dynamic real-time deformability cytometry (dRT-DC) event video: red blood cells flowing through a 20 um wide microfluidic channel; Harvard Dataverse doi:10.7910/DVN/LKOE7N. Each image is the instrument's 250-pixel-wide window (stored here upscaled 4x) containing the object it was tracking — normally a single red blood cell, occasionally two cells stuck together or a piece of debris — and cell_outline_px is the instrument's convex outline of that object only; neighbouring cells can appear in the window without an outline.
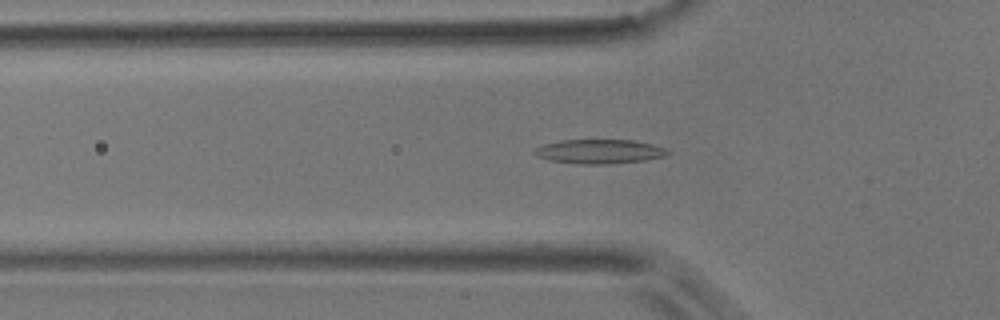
{"species": "common noctule bat (a hibernating species)", "species_latin": "Nyctalus noctula", "temperature_condition": "room temperature", "stored_images_in_passage": 37, "camera_frame_rate_fps": 3000, "um_per_image_px": 0.085, "animal": {"sex": "male", "body_mass_g": 17.9}, "frame": {"image": 1, "passage_image": 2, "time_ms": 0.333, "image_size_px": [1000, 320], "cell_outline_px": [[672, 152], [664, 156], [644, 160], [608, 164], [580, 164], [548, 160], [536, 156], [532, 152], [536, 148], [544, 144], [560, 140], [632, 140], [652, 144], [664, 148]], "centroid_in_image_um": [50.92, 12.88], "position_along_channel_um": 74.9, "area_um2": 18.79}}
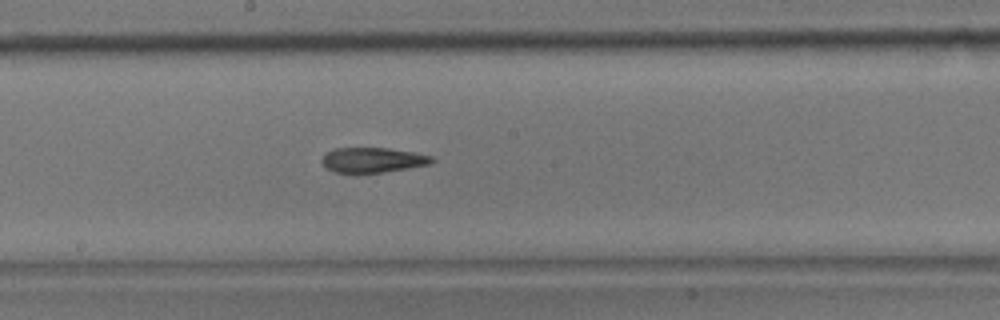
{"frame": {"image": 2, "passage_image": 13, "time_ms": 4.0, "image_size_px": [1000, 320], "cell_outline_px": [[436, 160], [432, 164], [384, 172], [356, 176], [336, 172], [324, 168], [320, 160], [324, 152], [336, 148], [388, 148], [412, 152], [432, 156]], "centroid_in_image_um": [31.61, 13.64], "position_along_channel_um": 216.6, "area_um2": 16.82}}
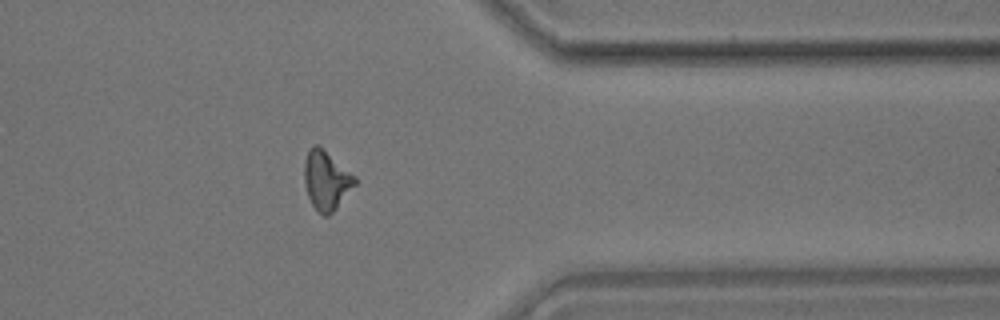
{"frame": {"image": 3, "passage_image": 27, "time_ms": 8.667, "image_size_px": [1000, 320], "cell_outline_px": [[356, 184], [336, 208], [328, 216], [324, 216], [312, 204], [308, 196], [304, 180], [304, 160], [312, 144], [316, 144], [356, 176]], "centroid_in_image_um": [27.73, 15.32], "position_along_channel_um": 383.7, "area_um2": 17.05}, "authors_computed_cell_mechanics": {"area_um2": 16.6464, "velocity_mm_per_s": 3.8417, "shape_relaxation_time_tau1_ms": null, "shape_relaxation_time_tau2_ms": 6.569, "deformation_change_tau1": null, "deformation_change_tau2": 0.1812}}